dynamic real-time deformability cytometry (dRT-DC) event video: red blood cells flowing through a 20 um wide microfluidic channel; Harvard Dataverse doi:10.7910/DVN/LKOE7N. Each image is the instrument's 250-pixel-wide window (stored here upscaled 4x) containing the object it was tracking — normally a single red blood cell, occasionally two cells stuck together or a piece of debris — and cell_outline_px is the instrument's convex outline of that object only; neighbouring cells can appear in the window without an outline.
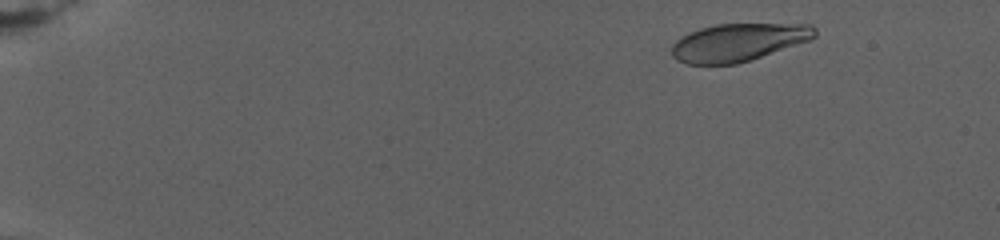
{"species": "human", "species_latin": "Homo sapiens", "temperature_condition": "warm", "stored_images_in_passage": 26, "camera_frame_rate_fps": 3000, "um_per_image_px": 0.085, "donor": {"sex": "female"}, "frame": {"image": 1, "passage_image": 10, "time_ms": 2.0, "image_size_px": [1000, 240], "cell_outline_px": [[816, 36], [812, 40], [736, 64], [688, 64], [676, 60], [672, 56], [672, 44], [676, 40], [688, 32], [700, 28], [716, 24], [812, 24], [816, 28]], "centroid_in_image_um": [62.76, 3.59], "position_along_channel_um": 22.2, "area_um2": 31.56}}
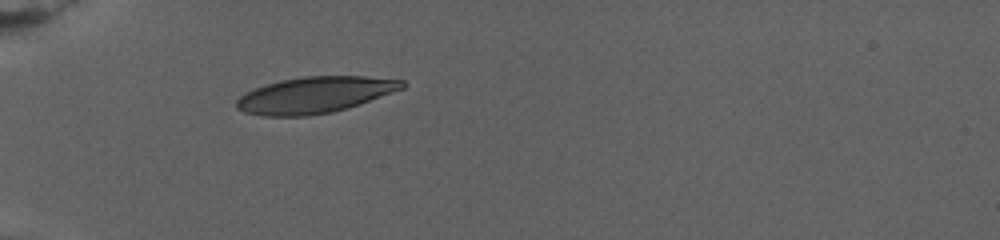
{"frame": {"image": 2, "passage_image": 25, "time_ms": 7.667, "image_size_px": [1000, 240], "cell_outline_px": [[408, 84], [404, 88], [360, 104], [348, 108], [332, 112], [308, 116], [260, 116], [244, 112], [236, 108], [236, 100], [244, 92], [280, 80], [304, 76], [364, 76], [404, 80]], "centroid_in_image_um": [26.76, 8.07], "position_along_channel_um": 58.2, "area_um2": 35.14}}